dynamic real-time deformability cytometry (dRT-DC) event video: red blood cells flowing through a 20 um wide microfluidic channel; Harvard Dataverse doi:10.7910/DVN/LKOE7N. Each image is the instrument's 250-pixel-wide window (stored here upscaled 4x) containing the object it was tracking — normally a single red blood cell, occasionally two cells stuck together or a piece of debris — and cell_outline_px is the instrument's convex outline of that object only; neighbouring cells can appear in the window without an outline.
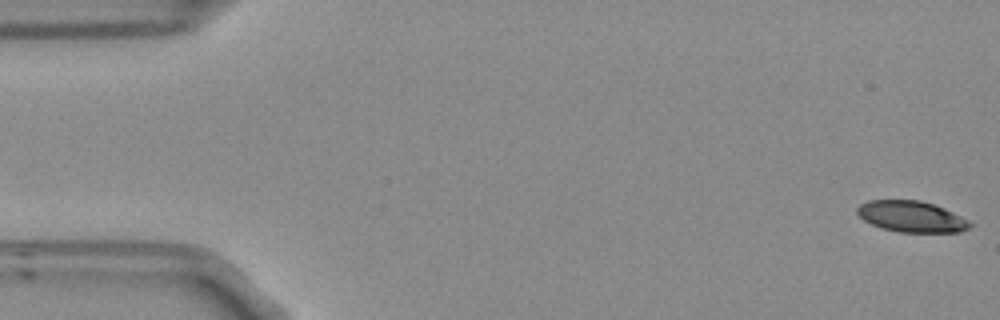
{"species": "Egyptian fruit bat (a non-hibernating species)", "species_latin": "Rousettus aegyptiacus", "temperature_condition": "room temperature", "stored_images_in_passage": 55, "segment_of_instrument_passage": [1, 2], "camera_frame_rate_fps": 3000, "um_per_image_px": 0.085, "frame": {"image": 1, "passage_image": 1, "time_ms": 0.0, "image_size_px": [1000, 320], "cell_outline_px": [[972, 224], [968, 228], [960, 232], [900, 232], [884, 228], [872, 224], [864, 220], [856, 212], [856, 208], [860, 204], [868, 200], [920, 200], [936, 204], [968, 220]], "centroid_in_image_um": [77.47, 18.39], "position_along_channel_um": 7.5, "area_um2": 20.35}}
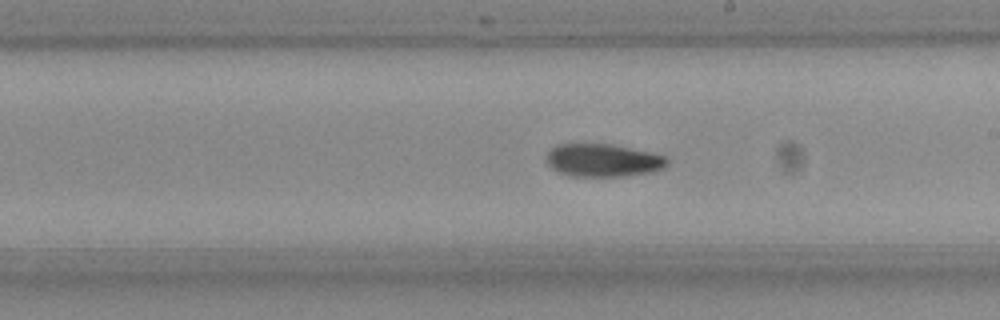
{"frame": {"image": 2, "passage_image": 30, "time_ms": 9.667, "image_size_px": [1000, 320], "cell_outline_px": [[668, 164], [664, 168], [652, 172], [624, 176], [572, 176], [560, 172], [552, 168], [548, 164], [548, 152], [556, 144], [612, 144], [648, 152], [664, 156], [668, 160]], "centroid_in_image_um": [51.27, 13.63], "position_along_channel_um": 237.7, "area_um2": 22.89}}
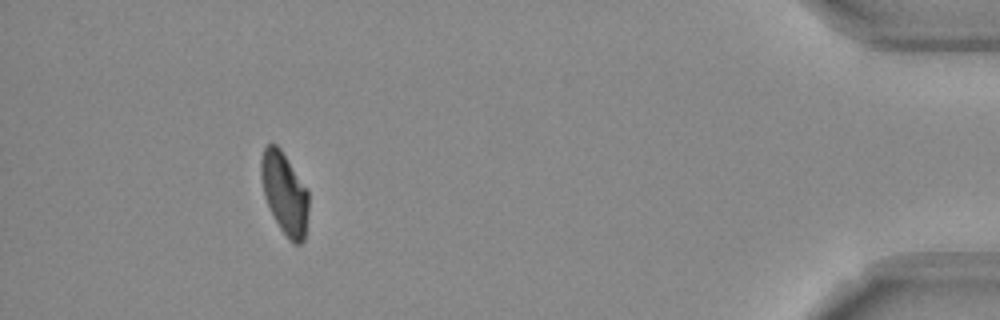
{"frame": {"image": 3, "passage_image": 49, "time_ms": 16.0, "image_size_px": [1000, 320], "cell_outline_px": [[308, 212], [304, 240], [300, 244], [292, 244], [288, 240], [280, 228], [264, 196], [260, 176], [260, 160], [264, 148], [268, 144], [276, 144], [280, 148], [308, 192]], "centroid_in_image_um": [24.17, 16.45], "position_along_channel_um": 411.0, "area_um2": 22.43}}